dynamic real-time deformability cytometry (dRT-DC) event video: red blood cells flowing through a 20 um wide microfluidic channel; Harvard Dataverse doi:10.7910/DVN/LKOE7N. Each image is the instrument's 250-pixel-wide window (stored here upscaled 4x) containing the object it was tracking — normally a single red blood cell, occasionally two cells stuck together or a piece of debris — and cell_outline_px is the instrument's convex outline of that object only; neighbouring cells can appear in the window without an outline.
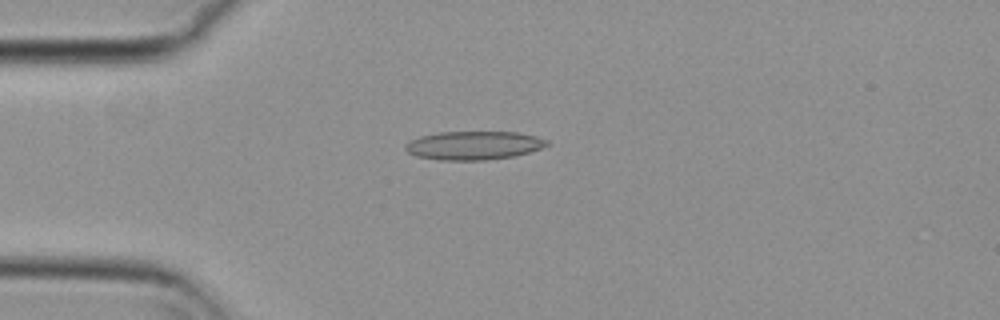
{"species": "common noctule bat (a hibernating species)", "species_latin": "Nyctalus noctula", "temperature_condition": "cold", "stored_images_in_passage": 55, "camera_frame_rate_fps": 3000, "um_per_image_px": 0.085, "animal": {"sex": "female", "body_mass_g": 29.2, "forearm_length_mm": 56.3}, "frame": {"image": 1, "passage_image": 14, "time_ms": 4.333, "image_size_px": [1000, 320], "cell_outline_px": [[548, 144], [540, 148], [516, 156], [484, 160], [440, 160], [416, 156], [408, 152], [404, 148], [404, 144], [420, 136], [436, 132], [516, 132], [536, 136], [548, 140]], "centroid_in_image_um": [40.24, 12.36], "position_along_channel_um": 44.8, "area_um2": 23.52}}
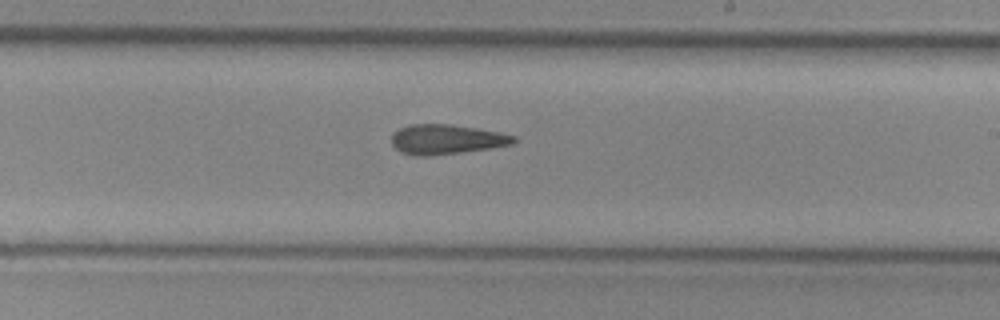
{"frame": {"image": 2, "passage_image": 32, "time_ms": 10.333, "image_size_px": [1000, 320], "cell_outline_px": [[516, 140], [512, 144], [492, 148], [428, 156], [416, 156], [400, 152], [392, 144], [392, 132], [408, 124], [448, 124], [476, 128], [516, 136]], "centroid_in_image_um": [37.9, 11.84], "position_along_channel_um": 251.1, "area_um2": 21.1}}
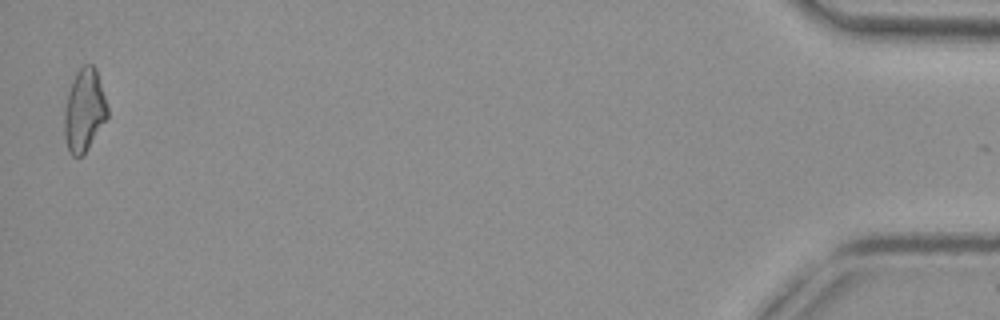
{"frame": {"image": 3, "passage_image": 54, "time_ms": 17.667, "image_size_px": [1000, 320], "cell_outline_px": [[108, 116], [88, 148], [80, 156], [72, 156], [68, 148], [64, 136], [64, 112], [68, 92], [72, 80], [76, 72], [84, 64], [92, 64], [96, 68], [108, 108]], "centroid_in_image_um": [7.15, 9.35], "position_along_channel_um": 428.0, "area_um2": 20.58}, "authors_computed_cell_mechanics": {"area_um2": 21.3282, "velocity_mm_per_s": 3.7549, "shape_relaxation_time_tau1_ms": null, "shape_relaxation_time_tau2_ms": 6.1177, "deformation_change_tau1": null, "deformation_change_tau2": 0.1823}}